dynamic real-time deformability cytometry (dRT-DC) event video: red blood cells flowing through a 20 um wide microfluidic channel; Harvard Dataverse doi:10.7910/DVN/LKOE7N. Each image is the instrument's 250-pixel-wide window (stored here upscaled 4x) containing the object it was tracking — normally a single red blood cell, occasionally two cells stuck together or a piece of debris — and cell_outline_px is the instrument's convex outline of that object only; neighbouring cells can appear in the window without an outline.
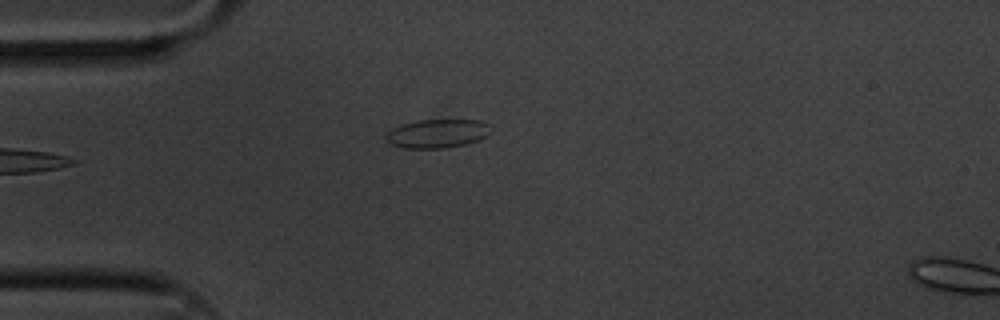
{"species": "common noctule bat (a hibernating species)", "species_latin": "Nyctalus noctula", "temperature_condition": "cold", "stored_images_in_passage": 3, "camera_frame_rate_fps": 3000, "um_per_image_px": 0.085, "animal": {"sex": "male", "body_mass_g": 20.1, "forearm_length_mm": 53.5}, "frame": {"image": 1, "passage_image": 3, "time_ms": 0.667, "image_size_px": [1000, 320], "cell_outline_px": [[492, 132], [488, 136], [480, 140], [464, 144], [444, 148], [404, 148], [388, 144], [384, 140], [388, 132], [392, 128], [400, 124], [420, 120], [480, 120], [488, 124]], "centroid_in_image_um": [37.16, 11.35], "position_along_channel_um": 47.8, "area_um2": 17.74}}